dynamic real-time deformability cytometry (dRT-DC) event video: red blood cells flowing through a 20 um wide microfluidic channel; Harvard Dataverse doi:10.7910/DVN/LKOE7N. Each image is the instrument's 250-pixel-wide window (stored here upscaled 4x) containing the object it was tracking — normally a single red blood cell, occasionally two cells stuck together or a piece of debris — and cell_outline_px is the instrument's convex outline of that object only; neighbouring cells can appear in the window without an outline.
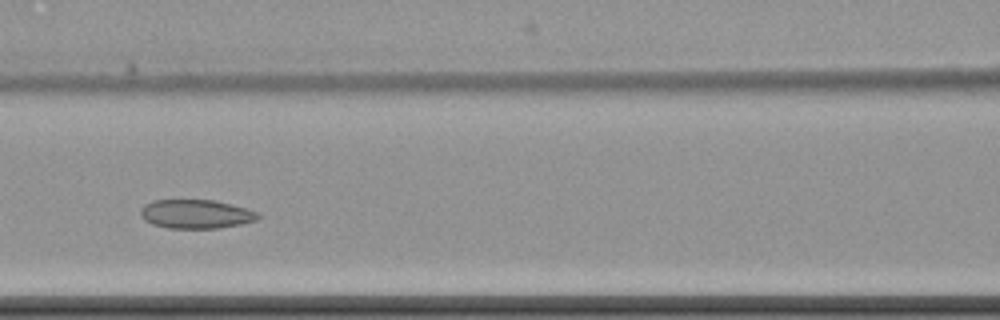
{"species": "common noctule bat (a hibernating species)", "species_latin": "Nyctalus noctula", "temperature_condition": "cold", "stored_images_in_passage": 12, "camera_frame_rate_fps": 3000, "um_per_image_px": 0.085, "animal": {"sex": "female", "body_mass_g": 22.7, "forearm_length_mm": 54.2}, "frame": {"image": 1, "passage_image": 4, "time_ms": 4.667, "image_size_px": [1000, 320], "cell_outline_px": [[260, 216], [256, 220], [240, 224], [216, 228], [168, 228], [152, 224], [144, 220], [140, 216], [140, 208], [144, 204], [152, 200], [212, 200], [248, 208], [260, 212]], "centroid_in_image_um": [16.64, 18.19], "position_along_channel_um": 150.0, "area_um2": 19.88}}
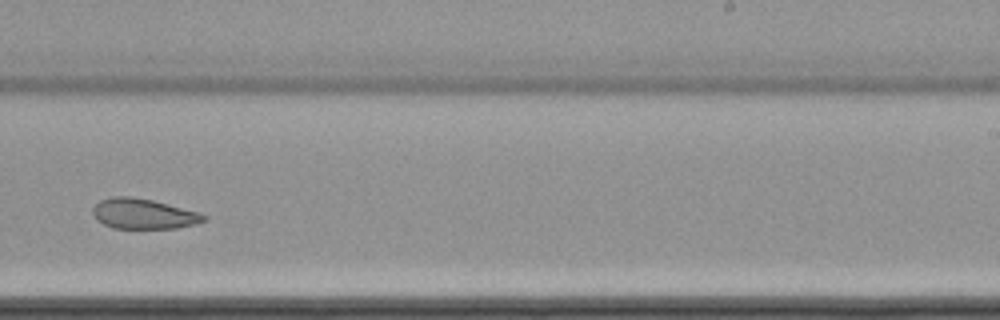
{"frame": {"image": 2, "passage_image": 7, "time_ms": 8.333, "image_size_px": [1000, 320], "cell_outline_px": [[208, 220], [196, 224], [176, 228], [112, 228], [96, 220], [92, 212], [92, 208], [100, 200], [112, 196], [128, 196], [152, 200], [200, 212], [208, 216]], "centroid_in_image_um": [12.21, 18.17], "position_along_channel_um": 276.8, "area_um2": 19.71}}
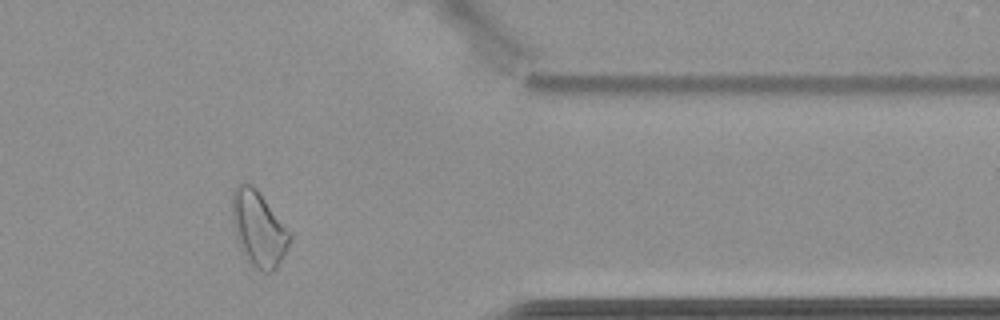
{"frame": {"image": 3, "passage_image": 10, "time_ms": 12.0, "image_size_px": [1000, 320], "cell_outline_px": [[292, 236], [276, 268], [272, 272], [264, 272], [256, 268], [248, 260], [236, 240], [232, 220], [232, 192], [236, 184], [244, 180], [252, 184], [256, 188], [292, 232]], "centroid_in_image_um": [21.96, 19.37], "position_along_channel_um": 389.4, "area_um2": 25.37}, "authors_computed_cell_mechanics": {"area_um2": 20.8369, "velocity_mm_per_s": 3.4726, "shape_relaxation_time_tau1_ms": null, "shape_relaxation_time_tau2_ms": 3.1459, "deformation_change_tau1": null, "deformation_change_tau2": 0.0723}}